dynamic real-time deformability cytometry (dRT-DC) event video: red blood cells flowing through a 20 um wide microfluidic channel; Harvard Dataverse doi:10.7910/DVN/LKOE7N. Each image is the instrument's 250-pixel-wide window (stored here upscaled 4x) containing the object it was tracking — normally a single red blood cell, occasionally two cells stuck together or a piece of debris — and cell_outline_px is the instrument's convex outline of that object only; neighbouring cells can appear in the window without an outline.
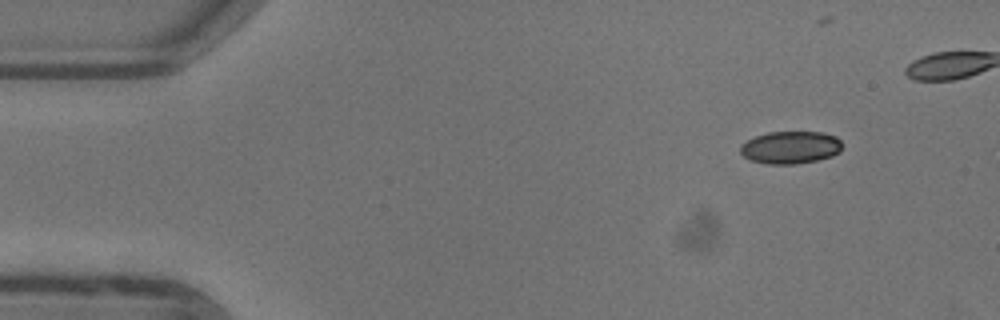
{"species": "common noctule bat (a hibernating species)", "species_latin": "Nyctalus noctula", "temperature_condition": "warm", "stored_images_in_passage": 5, "camera_frame_rate_fps": 3000, "um_per_image_px": 0.085, "animal": {"sex": "female"}, "frame": {"image": 1, "passage_image": 1, "time_ms": 0.0, "image_size_px": [1000, 320], "cell_outline_px": [[840, 152], [832, 156], [816, 160], [796, 164], [768, 164], [748, 160], [740, 152], [740, 144], [756, 136], [768, 132], [824, 132], [836, 136], [840, 140]], "centroid_in_image_um": [67.17, 12.53], "position_along_channel_um": 17.8, "area_um2": 19.36}}